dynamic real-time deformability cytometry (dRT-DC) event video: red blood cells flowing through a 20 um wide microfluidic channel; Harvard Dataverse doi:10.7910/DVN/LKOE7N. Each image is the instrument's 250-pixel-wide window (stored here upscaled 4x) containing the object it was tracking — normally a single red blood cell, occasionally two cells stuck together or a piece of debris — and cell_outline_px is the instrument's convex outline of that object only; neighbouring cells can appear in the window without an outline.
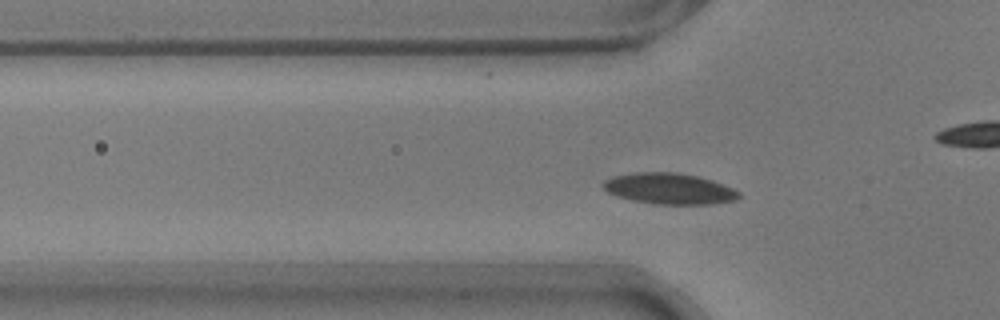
{"species": "common noctule bat (a hibernating species)", "species_latin": "Nyctalus noctula", "temperature_condition": "warm", "stored_images_in_passage": 46, "camera_frame_rate_fps": 3000, "um_per_image_px": 0.085, "animal": {"sex": "male", "body_mass_g": 17.9}, "frame": {"image": 1, "passage_image": 8, "time_ms": 2.333, "image_size_px": [1000, 320], "cell_outline_px": [[740, 196], [736, 200], [712, 204], [652, 204], [632, 200], [616, 196], [608, 192], [600, 184], [604, 180], [616, 176], [636, 172], [676, 172], [696, 176], [712, 180], [732, 188], [740, 192]], "centroid_in_image_um": [56.88, 16.04], "position_along_channel_um": 68.9, "area_um2": 24.51}}
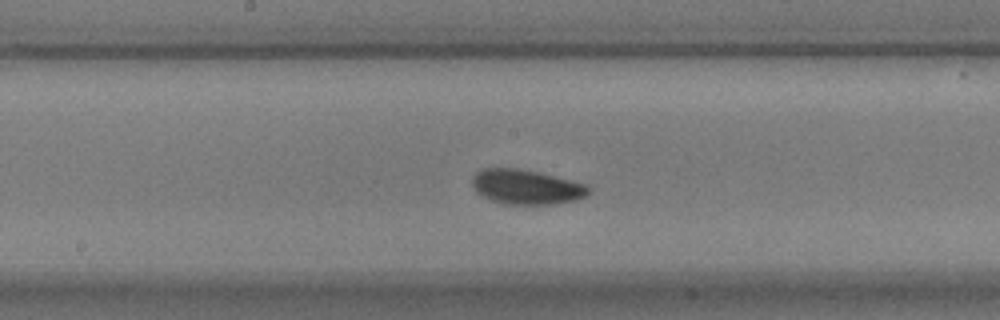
{"frame": {"image": 2, "passage_image": 19, "time_ms": 6.0, "image_size_px": [1000, 320], "cell_outline_px": [[592, 192], [576, 200], [552, 204], [504, 204], [492, 200], [476, 192], [472, 184], [472, 176], [480, 168], [516, 168], [540, 172], [584, 184], [592, 188]], "centroid_in_image_um": [44.72, 15.88], "position_along_channel_um": 203.5, "area_um2": 23.58}}
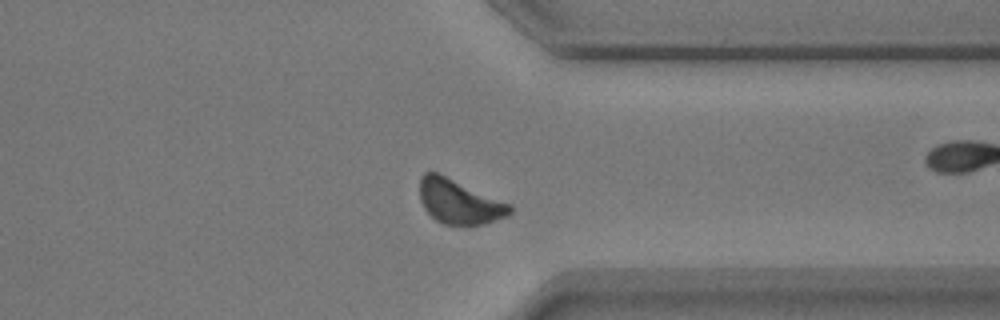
{"frame": {"image": 3, "passage_image": 33, "time_ms": 10.667, "image_size_px": [1000, 320], "cell_outline_px": [[512, 212], [508, 216], [484, 224], [468, 228], [444, 224], [436, 220], [424, 208], [420, 200], [420, 176], [424, 172], [440, 172], [512, 204]], "centroid_in_image_um": [39.06, 17.16], "position_along_channel_um": 372.3, "area_um2": 24.22}, "authors_computed_cell_mechanics": {"area_um2": 22.7154, "velocity_mm_per_s": 3.6711, "shape_relaxation_time_tau1_ms": 2.7495, "shape_relaxation_time_tau2_ms": null, "deformation_change_tau1": 0.0905, "deformation_change_tau2": null}}